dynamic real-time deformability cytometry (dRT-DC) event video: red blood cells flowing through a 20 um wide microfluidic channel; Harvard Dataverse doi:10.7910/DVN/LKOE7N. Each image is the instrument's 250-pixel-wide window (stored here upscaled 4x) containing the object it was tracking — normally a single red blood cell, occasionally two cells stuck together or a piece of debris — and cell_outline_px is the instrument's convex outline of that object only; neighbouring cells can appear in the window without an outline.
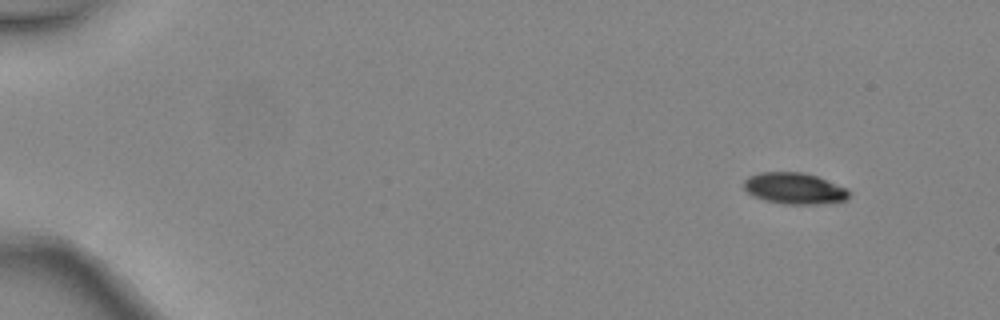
{"species": "common noctule bat (a hibernating species)", "species_latin": "Nyctalus noctula", "temperature_condition": "warm", "stored_images_in_passage": 4, "camera_frame_rate_fps": 3000, "um_per_image_px": 0.085, "animal": {"sex": "female", "body_mass_g": 24.6, "forearm_length_mm": 56.2}, "frame": {"image": 1, "passage_image": 1, "time_ms": 0.0, "image_size_px": [1000, 320], "cell_outline_px": [[848, 196], [844, 200], [816, 204], [788, 204], [764, 200], [752, 196], [744, 188], [744, 180], [748, 176], [760, 172], [800, 172], [816, 176], [848, 188]], "centroid_in_image_um": [67.48, 16.0], "position_along_channel_um": 17.5, "area_um2": 19.02}}
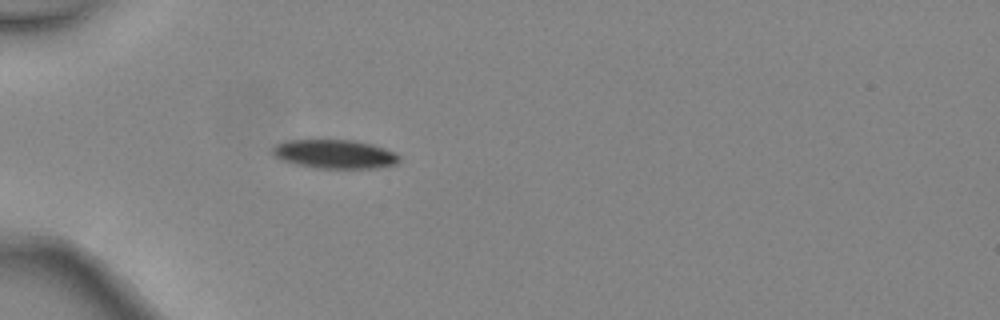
{"frame": {"image": 2, "passage_image": 4, "time_ms": 1.0, "image_size_px": [1000, 320], "cell_outline_px": [[400, 160], [396, 164], [376, 168], [316, 168], [296, 164], [280, 160], [272, 152], [272, 148], [276, 144], [288, 140], [352, 140], [372, 144], [396, 152], [400, 156]], "centroid_in_image_um": [28.47, 13.1], "position_along_channel_um": 56.5, "area_um2": 21.33}}